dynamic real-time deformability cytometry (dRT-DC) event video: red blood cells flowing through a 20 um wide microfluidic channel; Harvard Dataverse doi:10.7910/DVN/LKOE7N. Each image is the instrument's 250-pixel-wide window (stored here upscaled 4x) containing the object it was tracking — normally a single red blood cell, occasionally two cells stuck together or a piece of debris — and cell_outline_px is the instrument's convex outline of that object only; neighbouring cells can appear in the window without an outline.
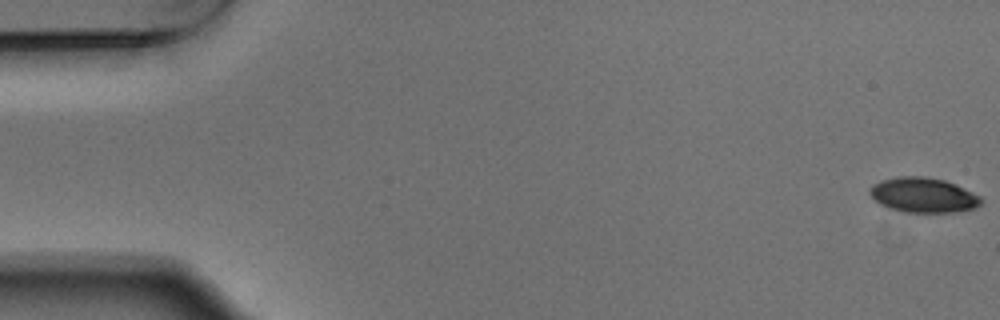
{"species": "Egyptian fruit bat (a non-hibernating species)", "species_latin": "Rousettus aegyptiacus", "temperature_condition": "warm", "stored_images_in_passage": 5, "camera_frame_rate_fps": 3000, "um_per_image_px": 0.085, "animal": {"sex": "male"}, "frame": {"image": 1, "passage_image": 1, "time_ms": 0.0, "image_size_px": [1000, 320], "cell_outline_px": [[984, 200], [976, 208], [960, 212], [904, 212], [888, 208], [880, 204], [868, 192], [872, 184], [880, 180], [896, 176], [924, 176], [944, 180], [956, 184], [980, 196]], "centroid_in_image_um": [78.48, 16.58], "position_along_channel_um": 6.5, "area_um2": 22.89}}